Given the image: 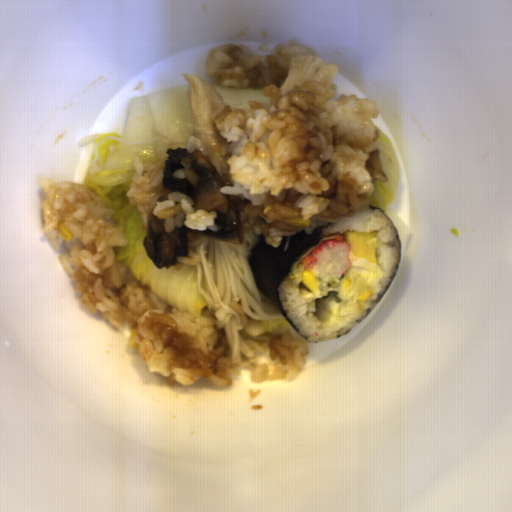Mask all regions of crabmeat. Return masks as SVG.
<instances>
[{"mask_svg":"<svg viewBox=\"0 0 512 512\" xmlns=\"http://www.w3.org/2000/svg\"><path fill=\"white\" fill-rule=\"evenodd\" d=\"M350 246L342 235L325 240L313 251L303 257L299 264L308 269L322 281L342 276L352 265Z\"/></svg>","mask_w":512,"mask_h":512,"instance_id":"crabmeat-1","label":"crabmeat"}]
</instances>
